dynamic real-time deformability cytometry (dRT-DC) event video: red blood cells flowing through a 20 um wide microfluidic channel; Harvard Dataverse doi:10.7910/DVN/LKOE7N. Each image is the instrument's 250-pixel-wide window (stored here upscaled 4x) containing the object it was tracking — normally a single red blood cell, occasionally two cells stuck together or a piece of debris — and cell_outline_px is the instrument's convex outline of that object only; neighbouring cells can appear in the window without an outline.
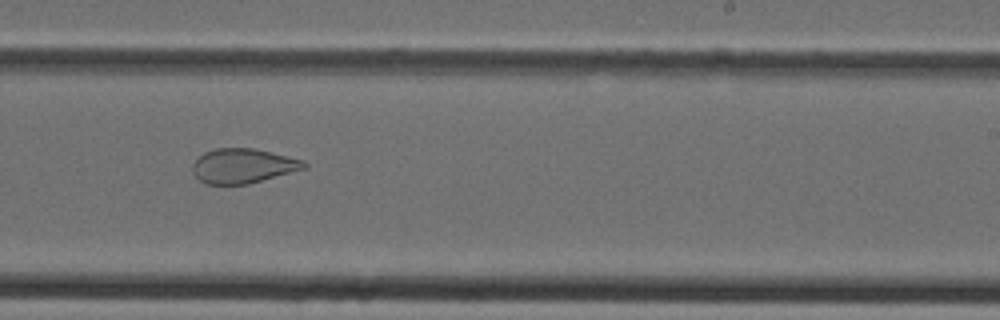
{"species": "Egyptian fruit bat (a non-hibernating species)", "species_latin": "Rousettus aegyptiacus", "temperature_condition": "cold", "stored_images_in_passage": 33, "camera_frame_rate_fps": 3000, "um_per_image_px": 0.085, "animal": {"sex": "female"}, "frame": {"image": 1, "passage_image": 23, "time_ms": 7.333, "image_size_px": [1000, 320], "cell_outline_px": [[308, 168], [248, 184], [204, 184], [192, 172], [192, 164], [204, 152], [216, 148], [256, 148], [304, 160], [308, 164]], "centroid_in_image_um": [20.68, 14.09], "position_along_channel_um": 268.3, "area_um2": 22.66}}
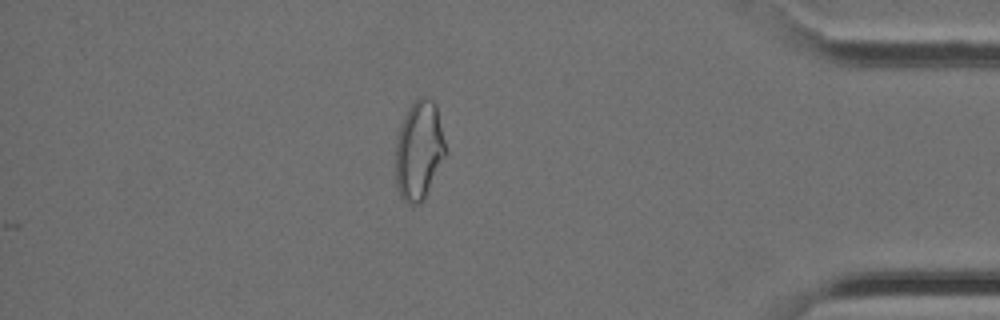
{"frame": {"image": 2, "passage_image": 33, "time_ms": 10.667, "image_size_px": [1000, 320], "cell_outline_px": [[448, 152], [424, 200], [420, 204], [412, 208], [404, 204], [396, 188], [396, 140], [400, 124], [412, 100], [416, 96], [424, 96], [432, 100], [436, 104]], "centroid_in_image_um": [35.62, 12.82], "position_along_channel_um": 399.6, "area_um2": 29.88}}